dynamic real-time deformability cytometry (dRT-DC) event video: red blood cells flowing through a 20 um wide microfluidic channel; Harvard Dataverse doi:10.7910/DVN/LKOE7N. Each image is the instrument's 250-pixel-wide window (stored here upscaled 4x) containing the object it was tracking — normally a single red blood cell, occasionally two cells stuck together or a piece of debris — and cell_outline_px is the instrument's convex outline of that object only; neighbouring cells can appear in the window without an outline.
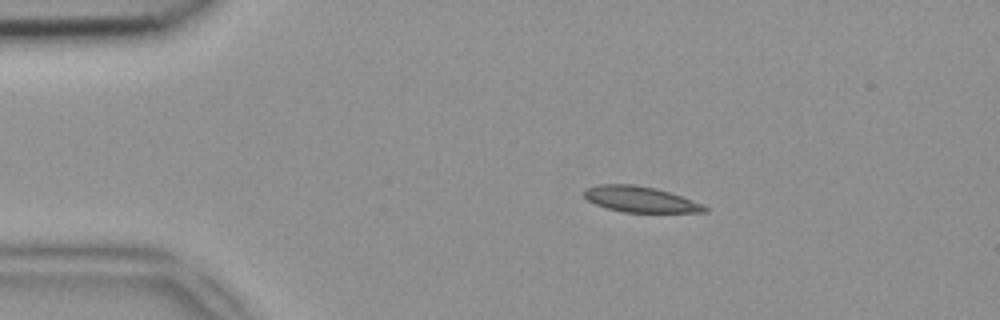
{"species": "common noctule bat (a hibernating species)", "species_latin": "Nyctalus noctula", "temperature_condition": "room temperature", "stored_images_in_passage": 41, "camera_frame_rate_fps": 3000, "um_per_image_px": 0.085, "animal": {"sex": "female", "body_mass_g": 18.4}, "frame": {"image": 1, "passage_image": 1, "time_ms": 0.0, "image_size_px": [1000, 320], "cell_outline_px": [[708, 212], [624, 212], [608, 208], [596, 204], [588, 200], [584, 196], [584, 188], [600, 184], [636, 184], [656, 188], [692, 200], [708, 208]], "centroid_in_image_um": [54.39, 16.93], "position_along_channel_um": 30.6, "area_um2": 17.92}}
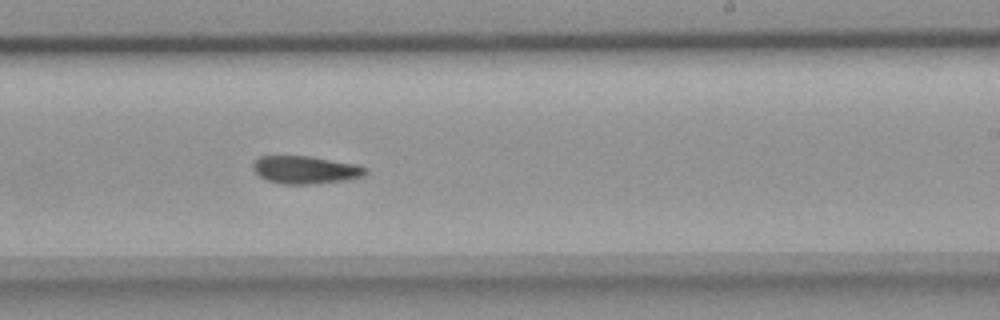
{"frame": {"image": 2, "passage_image": 22, "time_ms": 7.0, "image_size_px": [1000, 320], "cell_outline_px": [[368, 172], [364, 176], [348, 180], [316, 184], [280, 184], [268, 180], [260, 176], [252, 168], [252, 164], [260, 156], [308, 156], [356, 164], [368, 168]], "centroid_in_image_um": [26.0, 14.44], "position_along_channel_um": 263.0, "area_um2": 18.32}}
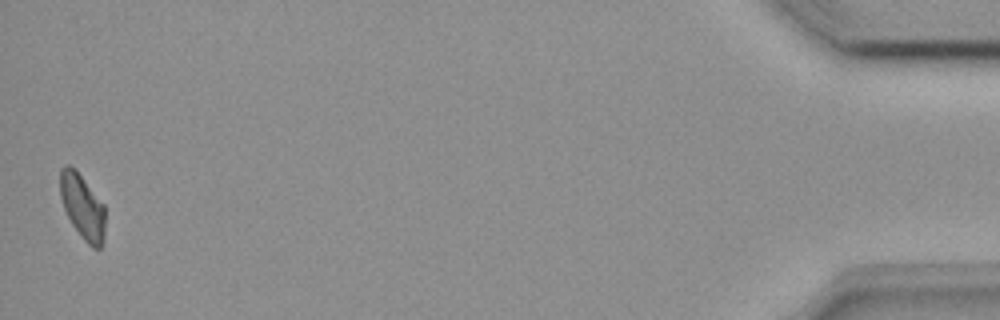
{"frame": {"image": 3, "passage_image": 41, "time_ms": 13.333, "image_size_px": [1000, 320], "cell_outline_px": [[104, 240], [100, 248], [92, 248], [84, 240], [72, 224], [64, 208], [60, 196], [60, 168], [64, 164], [68, 164], [80, 176], [104, 204]], "centroid_in_image_um": [7.0, 17.59], "position_along_channel_um": 428.2, "area_um2": 16.7}}